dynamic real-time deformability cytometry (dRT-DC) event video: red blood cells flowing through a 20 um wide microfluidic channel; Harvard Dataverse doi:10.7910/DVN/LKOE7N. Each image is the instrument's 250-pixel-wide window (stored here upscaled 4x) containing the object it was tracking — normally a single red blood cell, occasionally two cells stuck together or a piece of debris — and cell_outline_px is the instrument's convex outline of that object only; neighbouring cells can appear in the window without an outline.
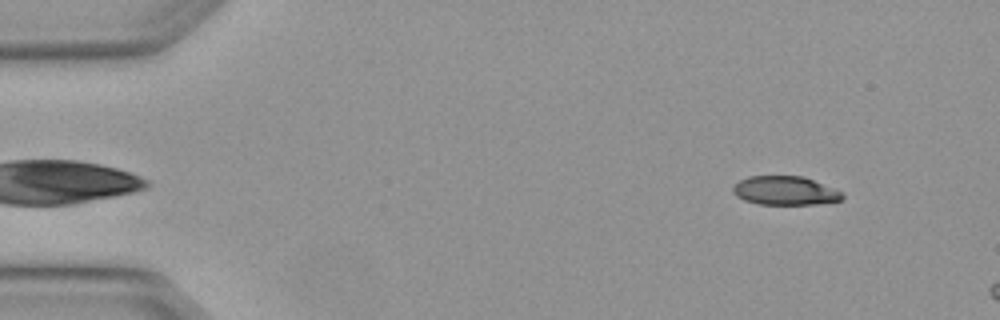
{"species": "Egyptian fruit bat (a non-hibernating species)", "species_latin": "Rousettus aegyptiacus", "temperature_condition": "warm", "stored_images_in_passage": 4, "camera_frame_rate_fps": 3000, "um_per_image_px": 0.085, "animal": {"sex": "female"}, "frame": {"image": 1, "passage_image": 1, "time_ms": 0.0, "image_size_px": [1000, 320], "cell_outline_px": [[844, 196], [840, 200], [816, 204], [756, 204], [744, 200], [736, 196], [732, 192], [732, 184], [748, 176], [804, 176], [844, 192]], "centroid_in_image_um": [66.7, 16.2], "position_along_channel_um": 18.3, "area_um2": 18.55}}